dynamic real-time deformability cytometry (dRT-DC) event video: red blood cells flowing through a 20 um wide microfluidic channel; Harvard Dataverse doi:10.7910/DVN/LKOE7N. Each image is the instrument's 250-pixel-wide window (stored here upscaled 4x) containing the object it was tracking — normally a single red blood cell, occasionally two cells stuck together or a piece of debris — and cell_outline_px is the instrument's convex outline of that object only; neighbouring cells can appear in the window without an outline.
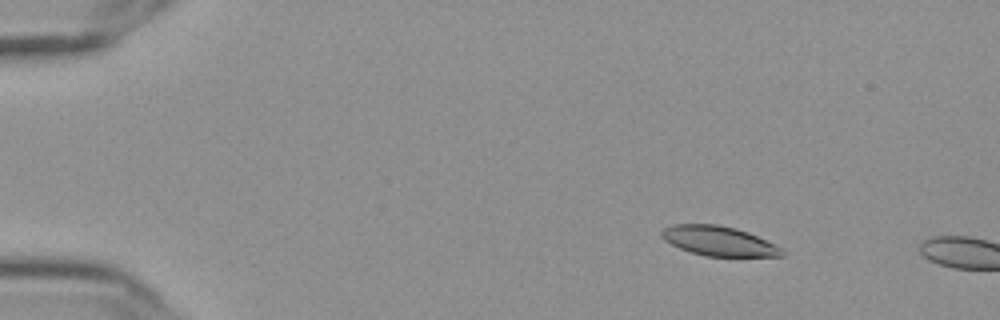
{"species": "Egyptian fruit bat (a non-hibernating species)", "species_latin": "Rousettus aegyptiacus", "temperature_condition": "cold", "stored_images_in_passage": 12, "camera_frame_rate_fps": 3000, "um_per_image_px": 0.085, "frame": {"image": 1, "passage_image": 9, "time_ms": 2.667, "image_size_px": [1000, 320], "cell_outline_px": [[784, 256], [704, 256], [680, 248], [664, 240], [660, 236], [660, 232], [664, 228], [672, 224], [716, 224], [736, 228], [748, 232], [776, 244], [784, 252]], "centroid_in_image_um": [61.08, 20.47], "position_along_channel_um": 23.9, "area_um2": 20.75}}